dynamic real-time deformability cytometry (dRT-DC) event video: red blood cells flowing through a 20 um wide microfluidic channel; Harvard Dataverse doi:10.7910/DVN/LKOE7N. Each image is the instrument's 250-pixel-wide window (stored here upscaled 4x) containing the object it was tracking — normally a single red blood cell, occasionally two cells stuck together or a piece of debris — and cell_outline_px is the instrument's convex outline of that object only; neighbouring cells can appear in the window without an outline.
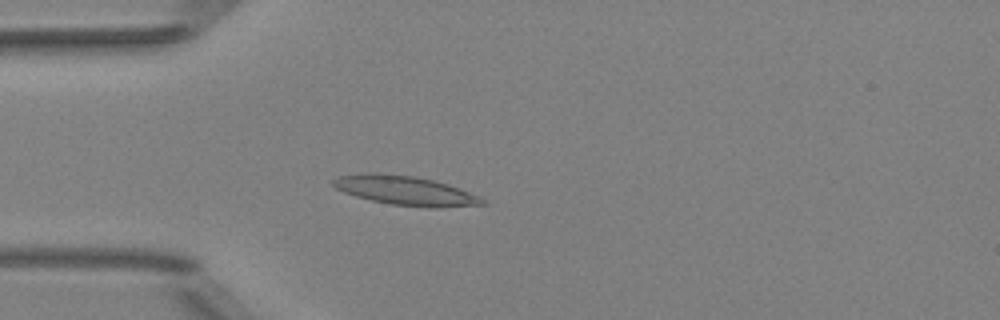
{"species": "Egyptian fruit bat (a non-hibernating species)", "species_latin": "Rousettus aegyptiacus", "temperature_condition": "room temperature", "stored_images_in_passage": 52, "camera_frame_rate_fps": 3000, "um_per_image_px": 0.085, "animal": {"sex": "female"}, "frame": {"image": 1, "passage_image": 15, "time_ms": 4.667, "image_size_px": [1000, 320], "cell_outline_px": [[488, 204], [436, 208], [428, 208], [392, 204], [372, 200], [356, 196], [344, 192], [336, 188], [332, 184], [332, 180], [336, 176], [364, 172], [380, 172], [416, 176], [448, 184], [460, 188], [480, 196]], "centroid_in_image_um": [34.45, 16.18], "position_along_channel_um": 50.6, "area_um2": 25.72}}
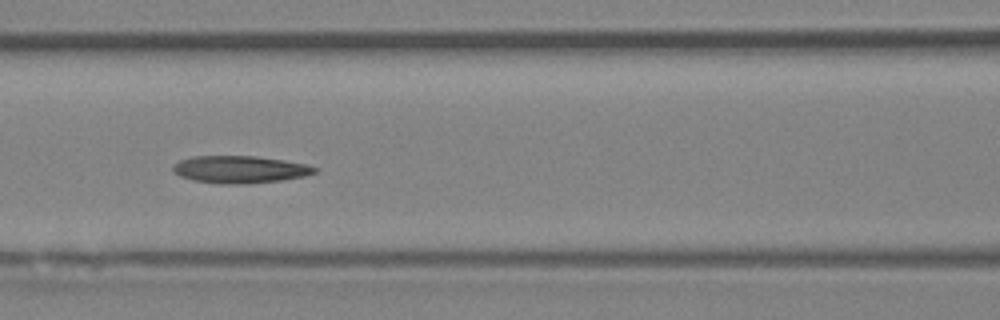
{"frame": {"image": 2, "passage_image": 23, "time_ms": 7.333, "image_size_px": [1000, 320], "cell_outline_px": [[320, 168], [316, 172], [304, 176], [280, 180], [248, 184], [224, 184], [192, 180], [180, 176], [172, 168], [180, 160], [192, 156], [256, 156], [284, 160], [308, 164]], "centroid_in_image_um": [20.44, 14.4], "position_along_channel_um": 146.2, "area_um2": 22.54}}
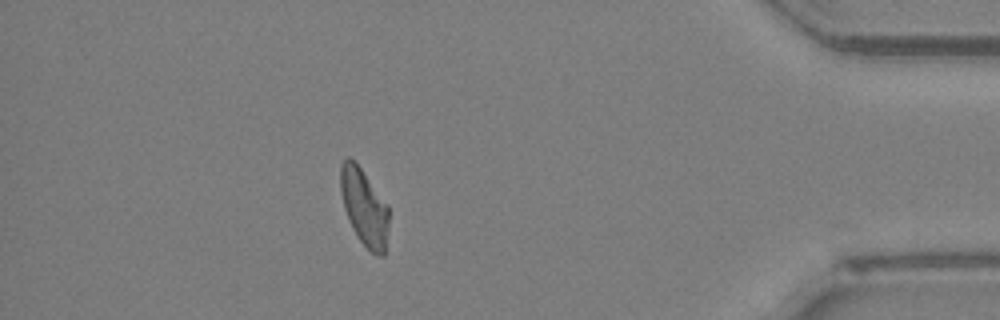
{"frame": {"image": 3, "passage_image": 46, "time_ms": 15.0, "image_size_px": [1000, 320], "cell_outline_px": [[388, 228], [384, 256], [376, 256], [360, 240], [352, 228], [348, 220], [344, 208], [340, 192], [340, 164], [348, 156], [360, 168], [388, 204]], "centroid_in_image_um": [30.95, 17.62], "position_along_channel_um": 404.3, "area_um2": 21.5}, "authors_computed_cell_mechanics": {"area_um2": 22.4264, "velocity_mm_per_s": 3.9849, "shape_relaxation_time_tau1_ms": 9.0225, "shape_relaxation_time_tau2_ms": 5.2606, "deformation_change_tau1": 0.2164, "deformation_change_tau2": 0.1321}}